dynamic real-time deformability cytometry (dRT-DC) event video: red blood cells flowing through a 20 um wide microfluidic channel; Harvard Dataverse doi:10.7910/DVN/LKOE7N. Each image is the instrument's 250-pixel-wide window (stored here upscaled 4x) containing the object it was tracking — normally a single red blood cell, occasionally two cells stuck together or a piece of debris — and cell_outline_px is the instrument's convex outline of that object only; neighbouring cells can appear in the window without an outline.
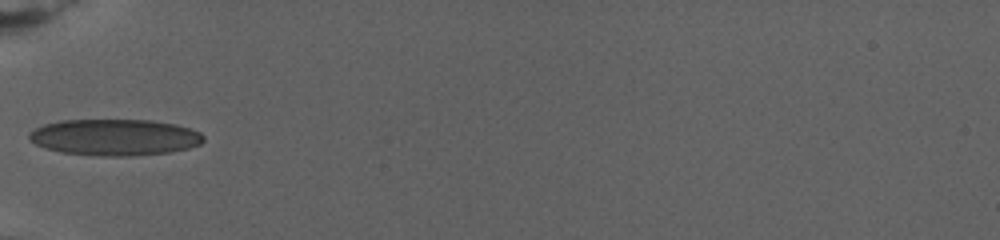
{"species": "human", "species_latin": "Homo sapiens", "temperature_condition": "warm", "stored_images_in_passage": 45, "camera_frame_rate_fps": 3000, "um_per_image_px": 0.085, "donor": {"sex": "female"}, "frame": {"image": 1, "passage_image": 1, "time_ms": 0.0, "image_size_px": [1000, 240], "cell_outline_px": [[204, 140], [200, 144], [188, 148], [168, 152], [132, 156], [100, 156], [60, 152], [44, 148], [28, 140], [28, 132], [44, 124], [60, 120], [152, 120], [176, 124], [200, 132], [204, 136]], "centroid_in_image_um": [9.72, 11.67], "position_along_channel_um": 75.3, "area_um2": 37.17}}
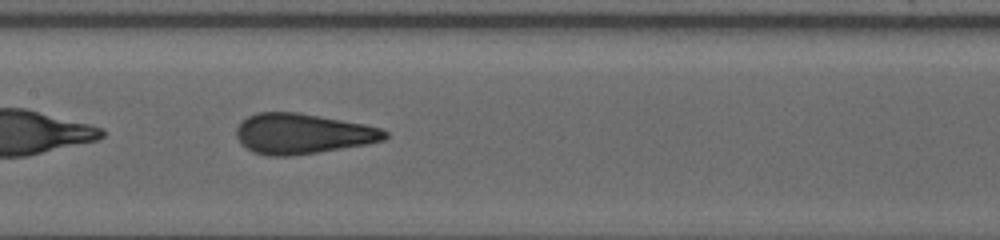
{"frame": {"image": 2, "passage_image": 12, "time_ms": 4.0, "image_size_px": [1000, 240], "cell_outline_px": [[388, 136], [384, 140], [368, 144], [292, 156], [268, 156], [252, 152], [240, 144], [236, 136], [236, 128], [248, 116], [256, 112], [300, 112], [364, 124], [380, 128], [388, 132]], "centroid_in_image_um": [25.7, 11.37], "position_along_channel_um": 181.7, "area_um2": 35.08}}
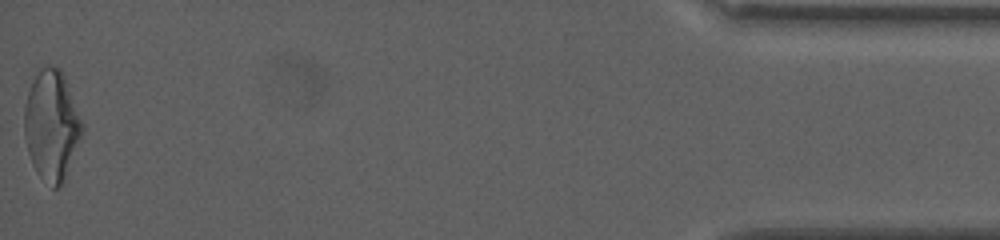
{"frame": {"image": 3, "passage_image": 45, "time_ms": 16.333, "image_size_px": [1000, 240], "cell_outline_px": [[84, 132], [64, 184], [56, 188], [52, 188], [36, 172], [32, 164], [28, 152], [24, 132], [24, 108], [28, 92], [40, 68], [60, 68], [64, 76], [84, 124]], "centroid_in_image_um": [4.42, 10.74], "position_along_channel_um": 430.8, "area_um2": 37.17}, "authors_computed_cell_mechanics": {"area_um2": 34.391, "velocity_mm_per_s": 2.6806, "shape_relaxation_time_tau1_ms": 7.4652, "shape_relaxation_time_tau2_ms": null, "deformation_change_tau1": 0.2387, "deformation_change_tau2": null}}